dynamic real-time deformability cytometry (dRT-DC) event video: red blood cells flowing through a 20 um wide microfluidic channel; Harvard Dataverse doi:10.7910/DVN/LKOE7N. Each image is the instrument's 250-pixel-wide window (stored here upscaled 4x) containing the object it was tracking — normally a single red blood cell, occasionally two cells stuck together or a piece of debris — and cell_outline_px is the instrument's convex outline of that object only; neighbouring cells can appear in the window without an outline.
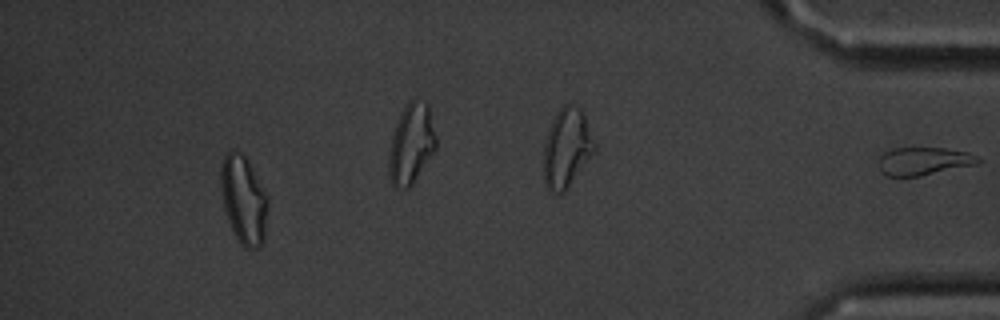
{"species": "common noctule bat (a hibernating species)", "species_latin": "Nyctalus noctula", "temperature_condition": "cold", "stored_images_in_passage": 55, "segment_of_instrument_passage": [2, 2], "camera_frame_rate_fps": 3000, "um_per_image_px": 0.085, "animal": {"sex": "male", "body_mass_g": 20.1, "forearm_length_mm": 53.5}, "frame": {"image": 1, "passage_image": 55, "time_ms": 18.0, "image_size_px": [1000, 320], "cell_outline_px": [[984, 160], [980, 164], [920, 176], [888, 176], [880, 168], [880, 156], [884, 152], [892, 148], [944, 148], [968, 152], [980, 156]], "centroid_in_image_um": [78.63, 13.69], "position_along_channel_um": 356.6, "area_um2": 16.36}}